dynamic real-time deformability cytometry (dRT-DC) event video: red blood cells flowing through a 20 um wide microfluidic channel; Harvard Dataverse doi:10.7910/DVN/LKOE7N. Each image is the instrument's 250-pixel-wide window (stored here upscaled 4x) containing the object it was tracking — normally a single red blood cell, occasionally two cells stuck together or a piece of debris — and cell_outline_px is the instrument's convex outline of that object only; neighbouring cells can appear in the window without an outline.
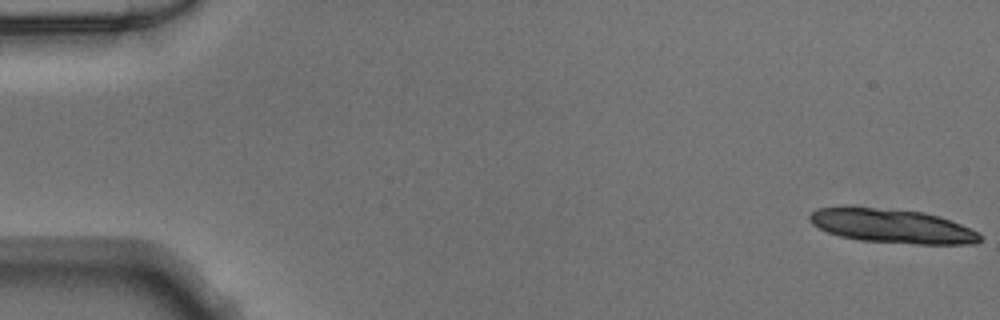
{"species": "Egyptian fruit bat (a non-hibernating species)", "species_latin": "Rousettus aegyptiacus", "temperature_condition": "warm", "stored_images_in_passage": 14, "camera_frame_rate_fps": 3000, "um_per_image_px": 0.085, "animal": {"sex": "male"}, "frame": {"image": 1, "passage_image": 1, "time_ms": 0.0, "image_size_px": [1000, 320], "cell_outline_px": [[980, 240], [976, 244], [916, 244], [860, 240], [840, 236], [828, 232], [812, 224], [808, 216], [816, 208], [872, 208], [924, 212], [940, 216], [980, 232]], "centroid_in_image_um": [75.88, 19.23], "position_along_channel_um": 9.1, "area_um2": 33.29}}